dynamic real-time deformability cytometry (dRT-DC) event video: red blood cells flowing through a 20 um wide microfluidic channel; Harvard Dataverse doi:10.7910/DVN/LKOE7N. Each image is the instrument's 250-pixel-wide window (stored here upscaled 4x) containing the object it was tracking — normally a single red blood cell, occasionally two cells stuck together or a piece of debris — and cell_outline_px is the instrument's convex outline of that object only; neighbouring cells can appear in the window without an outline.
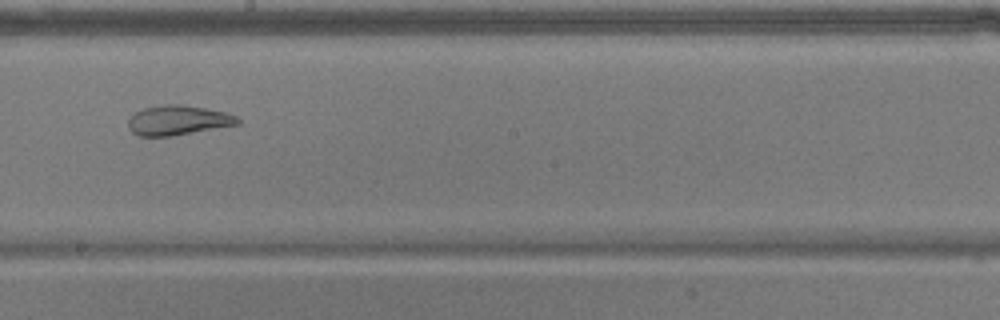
{"species": "common noctule bat (a hibernating species)", "species_latin": "Nyctalus noctula", "temperature_condition": "warm", "stored_images_in_passage": 54, "camera_frame_rate_fps": 3000, "um_per_image_px": 0.085, "animal": {"sex": "male", "body_mass_g": 17.9}, "frame": {"image": 1, "passage_image": 30, "time_ms": 9.667, "image_size_px": [1000, 320], "cell_outline_px": [[240, 124], [172, 136], [136, 136], [128, 128], [128, 120], [136, 112], [144, 108], [164, 104], [180, 104], [204, 108], [224, 112], [236, 116], [240, 120]], "centroid_in_image_um": [15.11, 10.23], "position_along_channel_um": 233.1, "area_um2": 18.9}}
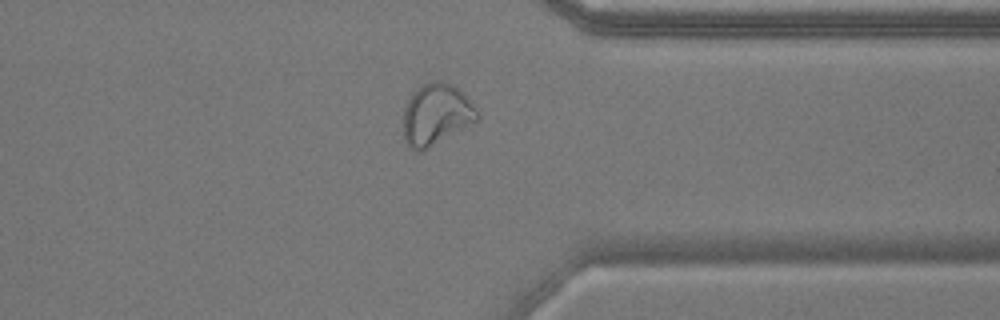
{"frame": {"image": 2, "passage_image": 42, "time_ms": 13.667, "image_size_px": [1000, 320], "cell_outline_px": [[480, 120], [420, 152], [416, 152], [404, 140], [404, 108], [412, 92], [424, 84], [432, 80], [440, 80], [456, 88], [468, 100], [480, 116]], "centroid_in_image_um": [37.06, 9.75], "position_along_channel_um": 374.3, "area_um2": 26.01}}
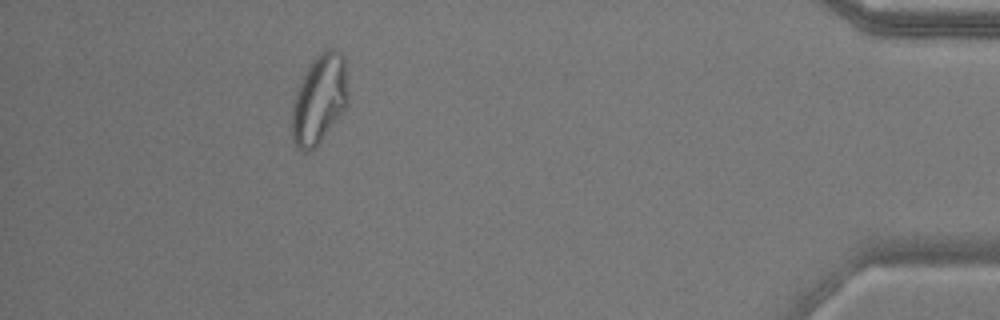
{"frame": {"image": 3, "passage_image": 49, "time_ms": 16.0, "image_size_px": [1000, 320], "cell_outline_px": [[348, 104], [316, 148], [308, 152], [304, 152], [296, 144], [292, 136], [292, 104], [296, 92], [308, 64], [324, 48], [332, 48], [340, 52], [344, 56], [348, 92]], "centroid_in_image_um": [27.15, 8.41], "position_along_channel_um": 408.0, "area_um2": 29.36}, "authors_computed_cell_mechanics": {"area_um2": 27.5128, "velocity_mm_per_s": 3.6487, "shape_relaxation_time_tau1_ms": null, "shape_relaxation_time_tau2_ms": 1.5027, "deformation_change_tau1": null, "deformation_change_tau2": 0.0844}}